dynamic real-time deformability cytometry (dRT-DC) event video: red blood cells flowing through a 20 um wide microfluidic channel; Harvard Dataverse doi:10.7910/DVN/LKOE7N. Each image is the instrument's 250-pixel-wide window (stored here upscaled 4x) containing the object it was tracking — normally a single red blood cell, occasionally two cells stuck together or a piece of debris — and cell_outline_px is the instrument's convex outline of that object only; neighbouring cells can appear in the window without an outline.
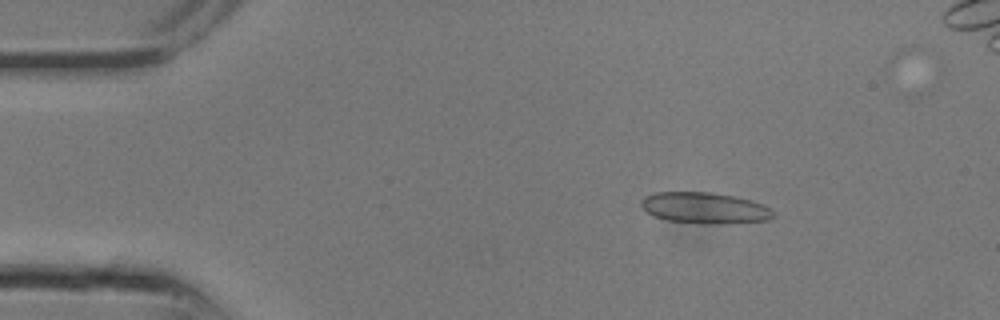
{"species": "common noctule bat (a hibernating species)", "species_latin": "Nyctalus noctula", "temperature_condition": "room temperature", "stored_images_in_passage": 11, "camera_frame_rate_fps": 3000, "um_per_image_px": 0.085, "animal": {"sex": "male", "body_mass_g": 13.3}, "frame": {"image": 1, "passage_image": 4, "time_ms": 1.0, "image_size_px": [1000, 320], "cell_outline_px": [[776, 216], [768, 220], [716, 224], [700, 224], [668, 220], [652, 216], [640, 204], [640, 200], [644, 196], [652, 192], [708, 192], [736, 196], [752, 200], [768, 208]], "centroid_in_image_um": [59.85, 17.67], "position_along_channel_um": 25.1, "area_um2": 24.04}}
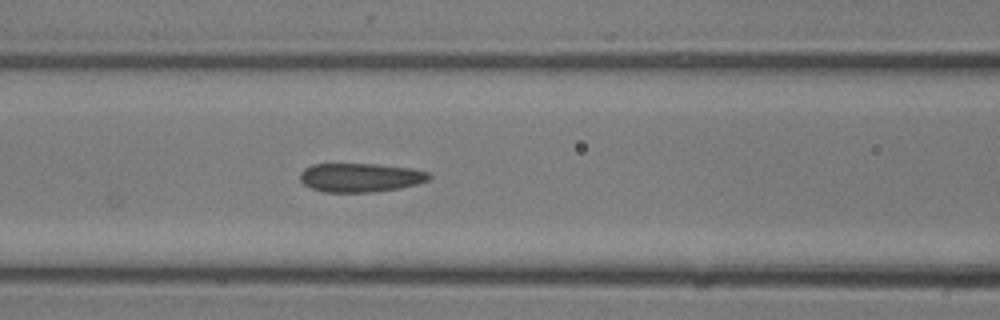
{"frame": {"image": 2, "passage_image": 11, "time_ms": 3.333, "image_size_px": [1000, 320], "cell_outline_px": [[432, 176], [428, 180], [416, 184], [400, 188], [372, 192], [324, 192], [312, 188], [304, 184], [300, 180], [300, 172], [304, 168], [312, 164], [376, 164], [412, 168], [428, 172]], "centroid_in_image_um": [30.63, 15.08], "position_along_channel_um": 136.0, "area_um2": 21.73}}